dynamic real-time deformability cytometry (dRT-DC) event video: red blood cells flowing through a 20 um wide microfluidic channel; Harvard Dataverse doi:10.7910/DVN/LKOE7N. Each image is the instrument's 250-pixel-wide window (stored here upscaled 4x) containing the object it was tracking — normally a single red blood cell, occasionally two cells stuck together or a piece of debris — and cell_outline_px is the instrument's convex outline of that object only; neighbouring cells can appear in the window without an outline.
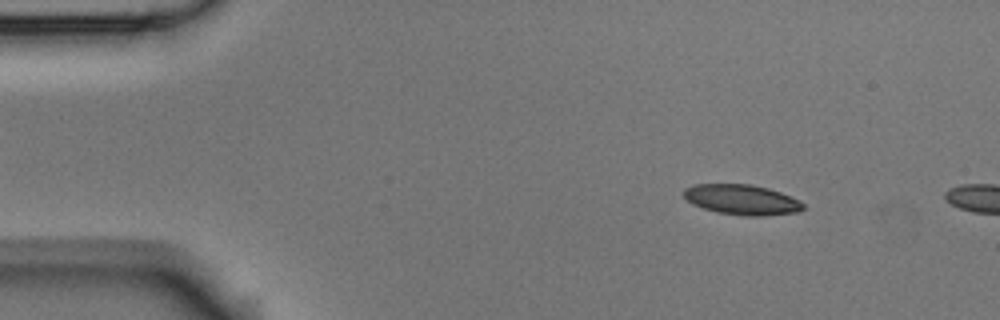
{"species": "Egyptian fruit bat (a non-hibernating species)", "species_latin": "Rousettus aegyptiacus", "temperature_condition": "room temperature", "stored_images_in_passage": 10, "camera_frame_rate_fps": 3000, "um_per_image_px": 0.085, "animal": {"sex": "male"}, "frame": {"image": 1, "passage_image": 6, "time_ms": 1.667, "image_size_px": [1000, 320], "cell_outline_px": [[804, 208], [796, 212], [760, 216], [744, 216], [716, 212], [692, 204], [684, 196], [684, 188], [692, 184], [748, 184], [768, 188], [780, 192], [800, 200], [804, 204]], "centroid_in_image_um": [63.04, 16.97], "position_along_channel_um": 22.0, "area_um2": 20.98}}